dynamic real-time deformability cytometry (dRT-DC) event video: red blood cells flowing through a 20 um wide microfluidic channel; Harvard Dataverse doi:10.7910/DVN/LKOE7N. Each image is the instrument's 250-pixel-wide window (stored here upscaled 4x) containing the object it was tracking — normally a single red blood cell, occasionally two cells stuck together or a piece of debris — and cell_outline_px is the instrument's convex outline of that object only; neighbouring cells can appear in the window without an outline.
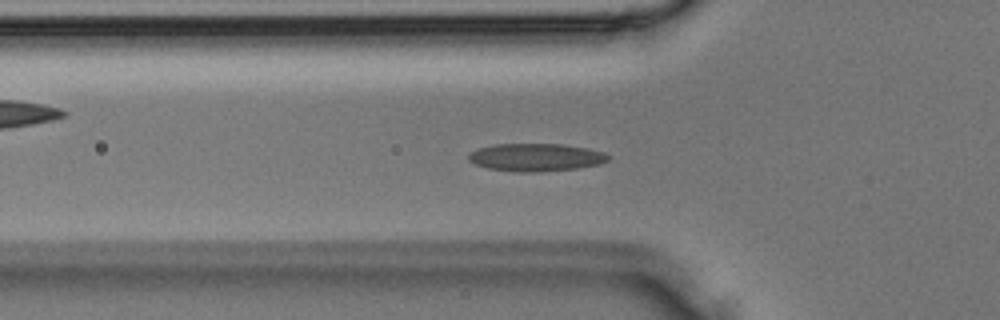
{"species": "Egyptian fruit bat (a non-hibernating species)", "species_latin": "Rousettus aegyptiacus", "temperature_condition": "room temperature", "stored_images_in_passage": 36, "camera_frame_rate_fps": 3000, "um_per_image_px": 0.085, "animal": {"sex": "male"}, "frame": {"image": 1, "passage_image": 11, "time_ms": 3.333, "image_size_px": [1000, 320], "cell_outline_px": [[612, 156], [608, 160], [600, 164], [576, 168], [536, 172], [520, 172], [488, 168], [476, 164], [468, 160], [468, 156], [472, 152], [480, 148], [496, 144], [564, 144], [588, 148], [604, 152]], "centroid_in_image_um": [45.6, 13.37], "position_along_channel_um": 80.2, "area_um2": 22.48}}
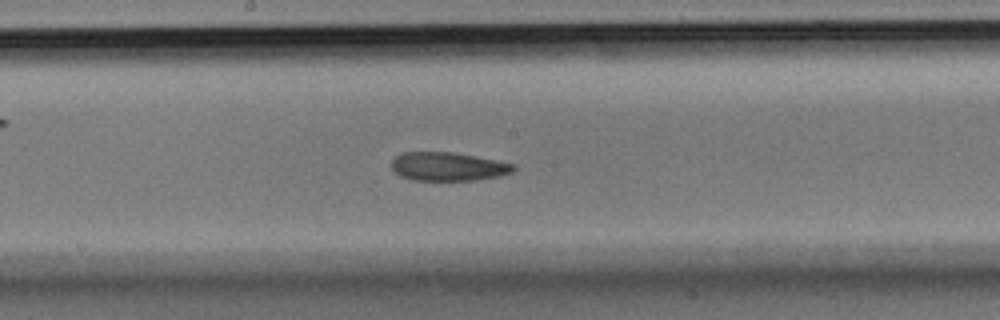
{"frame": {"image": 2, "passage_image": 18, "time_ms": 5.667, "image_size_px": [1000, 320], "cell_outline_px": [[516, 168], [512, 172], [500, 176], [476, 180], [412, 180], [400, 176], [392, 168], [392, 160], [400, 152], [452, 152], [496, 160], [516, 164]], "centroid_in_image_um": [38.09, 14.15], "position_along_channel_um": 210.1, "area_um2": 20.35}}
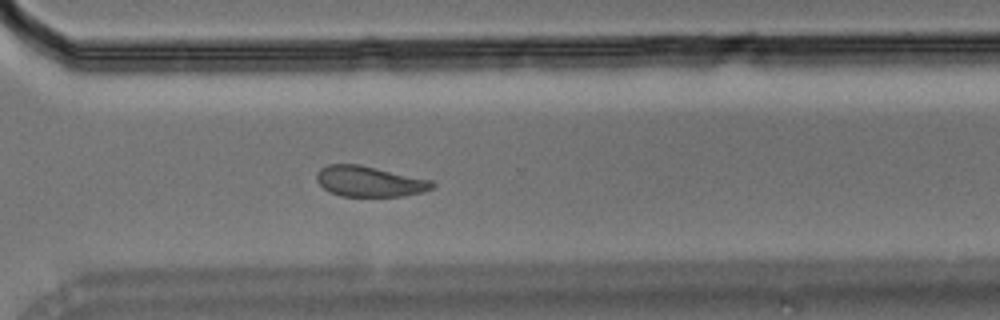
{"frame": {"image": 3, "passage_image": 25, "time_ms": 8.0, "image_size_px": [1000, 320], "cell_outline_px": [[436, 188], [424, 192], [404, 196], [340, 196], [328, 192], [316, 180], [316, 172], [320, 168], [328, 164], [360, 164], [432, 180], [436, 184]], "centroid_in_image_um": [31.42, 15.42], "position_along_channel_um": 339.2, "area_um2": 20.92}}